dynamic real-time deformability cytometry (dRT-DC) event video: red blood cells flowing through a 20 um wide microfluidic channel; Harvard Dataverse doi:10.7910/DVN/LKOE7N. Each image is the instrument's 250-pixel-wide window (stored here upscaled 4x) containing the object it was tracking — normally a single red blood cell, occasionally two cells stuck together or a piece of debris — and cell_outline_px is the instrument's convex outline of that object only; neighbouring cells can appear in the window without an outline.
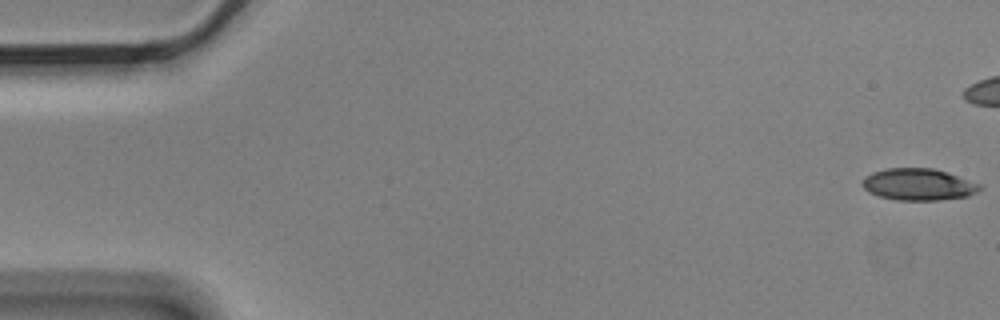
{"species": "Egyptian fruit bat (a non-hibernating species)", "species_latin": "Rousettus aegyptiacus", "temperature_condition": "cold", "stored_images_in_passage": 6, "camera_frame_rate_fps": 3000, "um_per_image_px": 0.085, "animal": {"sex": "male"}, "frame": {"image": 1, "passage_image": 1, "time_ms": 0.0, "image_size_px": [1000, 320], "cell_outline_px": [[984, 188], [968, 196], [940, 200], [896, 200], [880, 196], [868, 192], [860, 184], [864, 176], [872, 172], [884, 168], [932, 168], [980, 184]], "centroid_in_image_um": [78.01, 15.68], "position_along_channel_um": 7.0, "area_um2": 21.73}}